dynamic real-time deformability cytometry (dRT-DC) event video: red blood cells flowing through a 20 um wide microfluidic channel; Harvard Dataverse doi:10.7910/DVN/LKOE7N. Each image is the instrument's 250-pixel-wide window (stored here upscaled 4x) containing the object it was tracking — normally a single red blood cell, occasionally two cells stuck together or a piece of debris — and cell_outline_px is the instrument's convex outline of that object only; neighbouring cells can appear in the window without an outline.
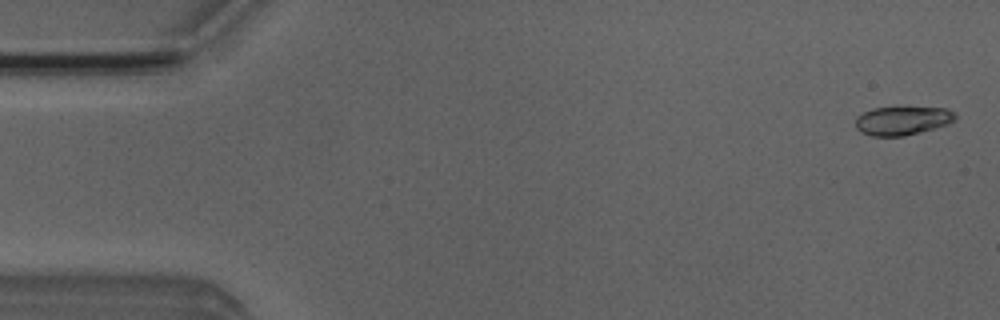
{"species": "Egyptian fruit bat (a non-hibernating species)", "species_latin": "Rousettus aegyptiacus", "temperature_condition": "room temperature", "stored_images_in_passage": 4, "camera_frame_rate_fps": 3000, "um_per_image_px": 0.085, "animal": {"sex": "male"}, "frame": {"image": 1, "passage_image": 1, "time_ms": 0.0, "image_size_px": [1000, 320], "cell_outline_px": [[956, 120], [948, 124], [920, 132], [904, 136], [872, 136], [860, 132], [856, 128], [856, 116], [872, 108], [896, 104], [900, 104], [948, 108], [956, 116]], "centroid_in_image_um": [76.71, 10.19], "position_along_channel_um": 8.3, "area_um2": 17.69}}